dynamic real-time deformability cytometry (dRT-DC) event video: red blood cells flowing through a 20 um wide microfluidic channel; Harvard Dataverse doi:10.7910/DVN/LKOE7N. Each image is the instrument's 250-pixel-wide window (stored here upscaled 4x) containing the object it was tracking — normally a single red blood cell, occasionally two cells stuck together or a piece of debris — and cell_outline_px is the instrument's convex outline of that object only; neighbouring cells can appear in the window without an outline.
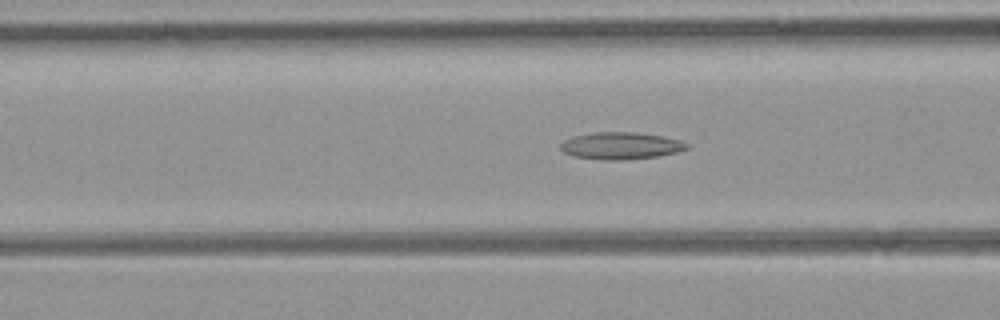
{"species": "common noctule bat (a hibernating species)", "species_latin": "Nyctalus noctula", "temperature_condition": "room temperature", "stored_images_in_passage": 54, "camera_frame_rate_fps": 3000, "um_per_image_px": 0.085, "animal": {"sex": "female", "body_mass_g": 21.9}, "frame": {"image": 1, "passage_image": 21, "time_ms": 6.667, "image_size_px": [1000, 320], "cell_outline_px": [[688, 148], [676, 152], [660, 156], [616, 160], [608, 160], [572, 156], [564, 152], [560, 148], [560, 144], [564, 140], [572, 136], [596, 132], [632, 132], [660, 136], [680, 140], [688, 144]], "centroid_in_image_um": [52.74, 12.38], "position_along_channel_um": 113.9, "area_um2": 19.71}}
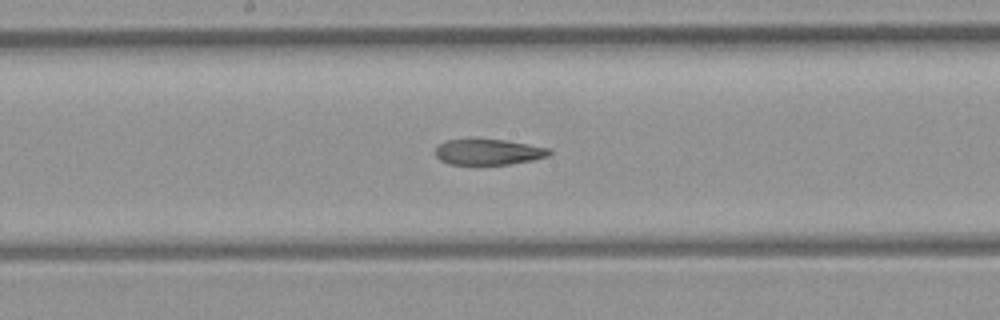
{"frame": {"image": 2, "passage_image": 28, "time_ms": 9.0, "image_size_px": [1000, 320], "cell_outline_px": [[552, 152], [548, 156], [532, 160], [512, 164], [448, 164], [440, 160], [436, 156], [436, 148], [440, 144], [448, 140], [504, 140], [552, 148]], "centroid_in_image_um": [41.56, 12.93], "position_along_channel_um": 206.6, "area_um2": 16.88}}
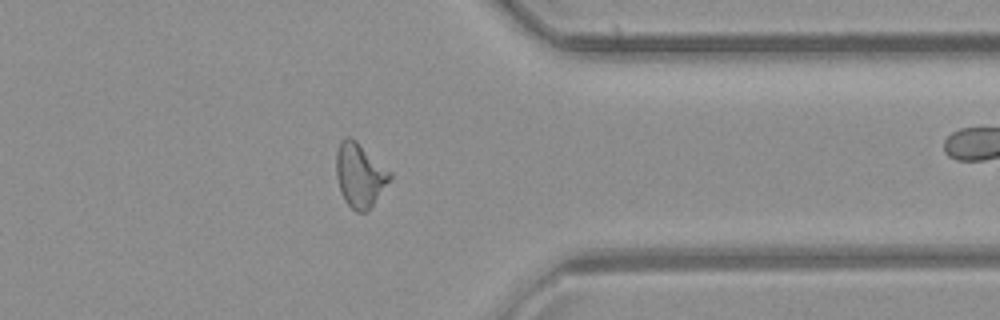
{"frame": {"image": 3, "passage_image": 42, "time_ms": 13.667, "image_size_px": [1000, 320], "cell_outline_px": [[392, 176], [368, 212], [356, 212], [344, 200], [340, 192], [336, 176], [336, 152], [340, 140], [348, 136], [352, 136], [392, 172]], "centroid_in_image_um": [30.57, 14.86], "position_along_channel_um": 380.8, "area_um2": 20.23}, "authors_computed_cell_mechanics": {"area_um2": 19.9121, "velocity_mm_per_s": 3.9618, "shape_relaxation_time_tau1_ms": null, "shape_relaxation_time_tau2_ms": 4.4333, "deformation_change_tau1": null, "deformation_change_tau2": 0.1256}}